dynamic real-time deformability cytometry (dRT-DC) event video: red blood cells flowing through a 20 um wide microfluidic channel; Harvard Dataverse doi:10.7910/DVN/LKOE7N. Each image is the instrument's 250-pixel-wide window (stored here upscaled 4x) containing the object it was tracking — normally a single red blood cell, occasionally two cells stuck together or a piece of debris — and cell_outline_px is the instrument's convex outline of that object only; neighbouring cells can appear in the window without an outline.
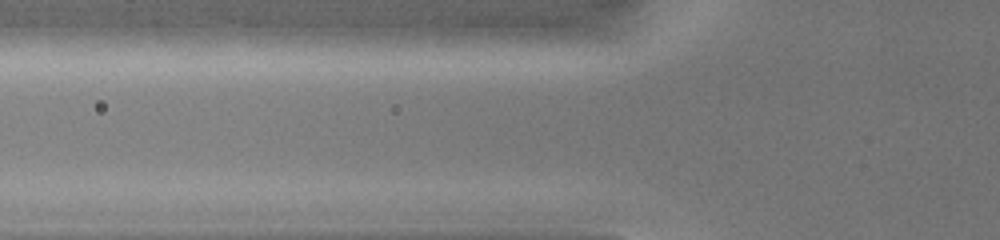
{"species": "common noctule bat (a hibernating species)", "species_latin": "Nyctalus noctula", "temperature_condition": "warm", "stored_images_in_passage": 3, "camera_frame_rate_fps": 3000, "um_per_image_px": 0.085, "animal": {"sex": "female", "body_mass_g": 19.0, "forearm_length_mm": 51.5}, "frame": {"image": 1, "passage_image": 2, "time_ms": 0.333, "image_size_px": [1000, 240], "cell_outline_px": [[632, 28], [624, 40], [552, 48], [460, 52], [404, 52], [392, 44], [404, 24], [576, 24]], "centroid_in_image_um": [42.64, 3.13], "position_along_channel_um": 83.2, "area_um2": 40.0}}